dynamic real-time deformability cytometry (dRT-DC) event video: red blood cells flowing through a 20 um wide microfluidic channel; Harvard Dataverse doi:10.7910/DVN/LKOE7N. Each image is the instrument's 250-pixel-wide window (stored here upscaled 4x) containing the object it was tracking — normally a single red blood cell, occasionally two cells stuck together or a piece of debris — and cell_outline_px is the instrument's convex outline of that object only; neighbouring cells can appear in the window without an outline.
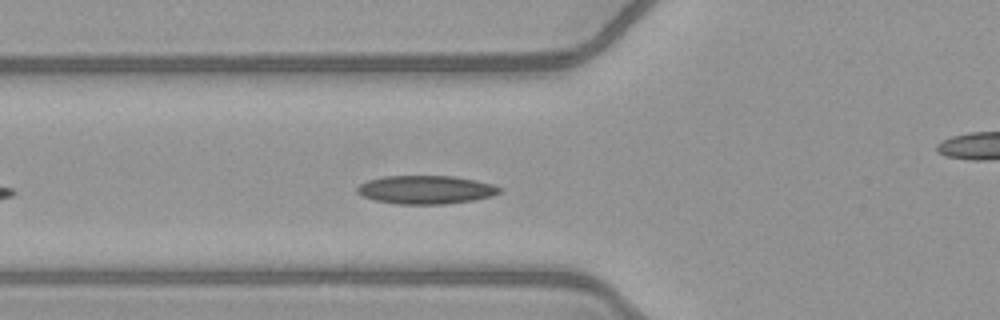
{"species": "common noctule bat (a hibernating species)", "species_latin": "Nyctalus noctula", "temperature_condition": "warm", "stored_images_in_passage": 16, "camera_frame_rate_fps": 3000, "um_per_image_px": 0.085, "animal": {"sex": "female", "body_mass_g": 21.9}, "frame": {"image": 1, "passage_image": 7, "time_ms": 2.0, "image_size_px": [1000, 320], "cell_outline_px": [[500, 192], [492, 196], [472, 200], [444, 204], [396, 204], [376, 200], [364, 196], [356, 192], [356, 188], [360, 184], [368, 180], [384, 176], [456, 176], [476, 180], [492, 184], [500, 188]], "centroid_in_image_um": [36.19, 16.12], "position_along_channel_um": 89.6, "area_um2": 23.47}}
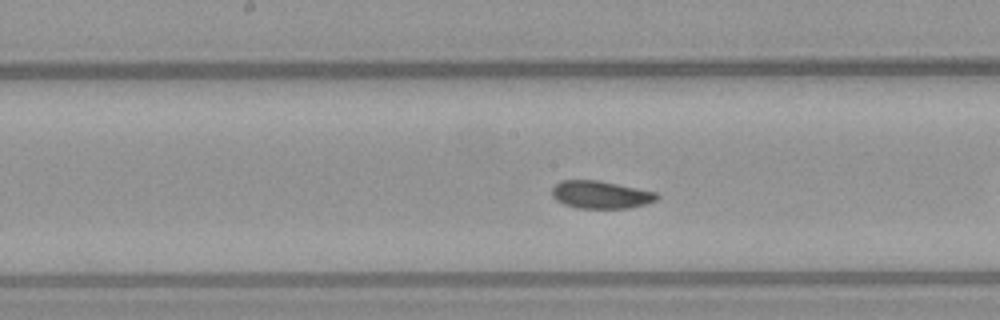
{"frame": {"image": 2, "passage_image": 12, "time_ms": 3.667, "image_size_px": [1000, 320], "cell_outline_px": [[660, 196], [656, 200], [644, 204], [628, 208], [580, 208], [564, 204], [556, 200], [552, 196], [552, 188], [560, 180], [600, 180], [656, 192]], "centroid_in_image_um": [51.05, 16.54], "position_along_channel_um": 197.2, "area_um2": 16.88}}